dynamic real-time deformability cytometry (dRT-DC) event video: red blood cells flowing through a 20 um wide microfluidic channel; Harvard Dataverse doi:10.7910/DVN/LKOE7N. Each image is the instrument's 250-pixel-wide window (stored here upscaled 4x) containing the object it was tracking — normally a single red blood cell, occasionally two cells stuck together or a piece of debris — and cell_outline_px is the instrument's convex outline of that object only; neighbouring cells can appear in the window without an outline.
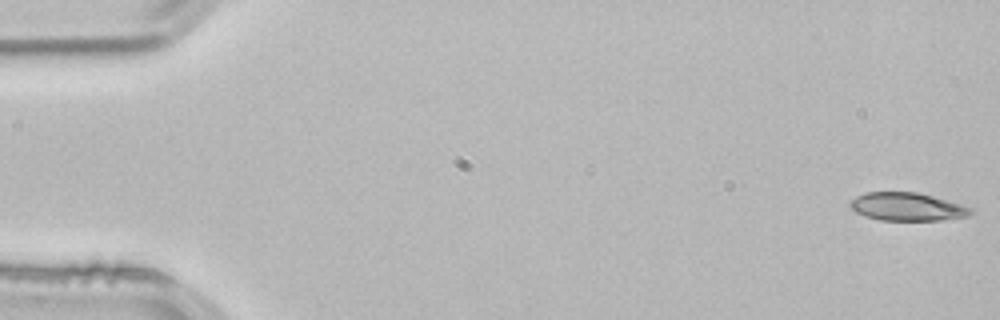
{"species": "common noctule bat (a hibernating species)", "species_latin": "Nyctalus noctula", "temperature_condition": "room temperature", "stored_images_in_passage": 53, "camera_frame_rate_fps": 3000, "um_per_image_px": 0.085, "animal": {"sex": "male", "body_mass_g": 21.5, "forearm_length_mm": 52.0}, "frame": {"image": 1, "passage_image": 1, "time_ms": 0.0, "image_size_px": [1000, 320], "cell_outline_px": [[972, 212], [964, 216], [940, 220], [880, 220], [864, 216], [856, 212], [848, 204], [856, 196], [868, 192], [916, 192], [932, 196], [960, 204], [972, 208]], "centroid_in_image_um": [77.06, 17.57], "position_along_channel_um": 7.9, "area_um2": 19.42}}
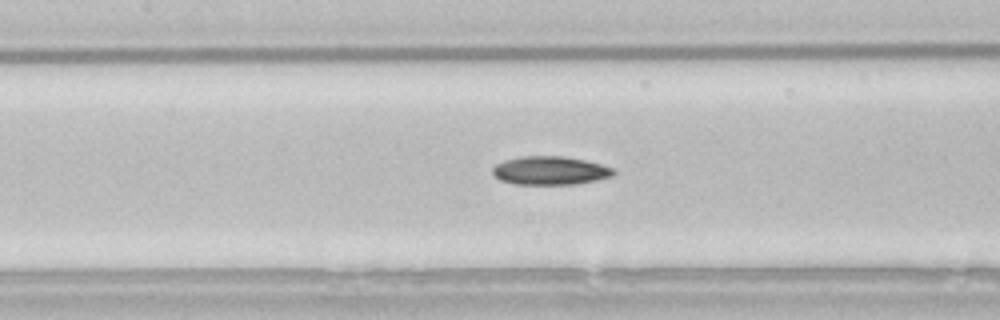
{"frame": {"image": 2, "passage_image": 24, "time_ms": 7.667, "image_size_px": [1000, 320], "cell_outline_px": [[616, 172], [612, 176], [596, 180], [576, 184], [516, 184], [500, 180], [492, 172], [492, 168], [496, 164], [504, 160], [524, 156], [564, 156], [584, 160], [616, 168]], "centroid_in_image_um": [46.78, 14.49], "position_along_channel_um": 160.6, "area_um2": 20.06}}
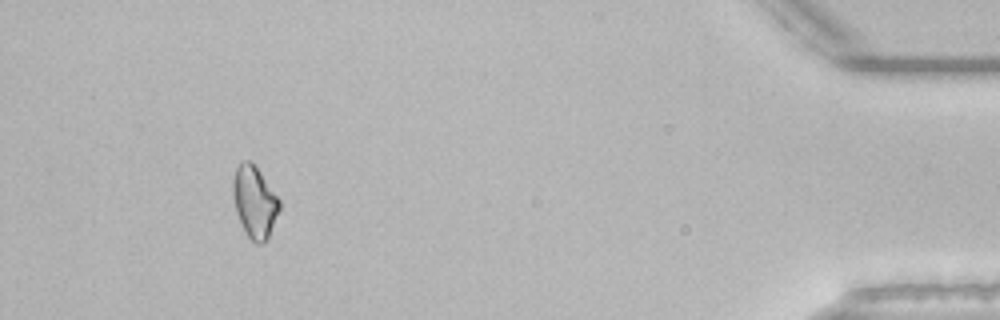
{"frame": {"image": 3, "passage_image": 49, "time_ms": 16.0, "image_size_px": [1000, 320], "cell_outline_px": [[280, 208], [268, 240], [260, 244], [256, 244], [248, 236], [236, 212], [232, 192], [232, 180], [236, 168], [240, 160], [248, 160], [260, 172], [280, 200]], "centroid_in_image_um": [21.63, 17.16], "position_along_channel_um": 413.6, "area_um2": 19.31}}